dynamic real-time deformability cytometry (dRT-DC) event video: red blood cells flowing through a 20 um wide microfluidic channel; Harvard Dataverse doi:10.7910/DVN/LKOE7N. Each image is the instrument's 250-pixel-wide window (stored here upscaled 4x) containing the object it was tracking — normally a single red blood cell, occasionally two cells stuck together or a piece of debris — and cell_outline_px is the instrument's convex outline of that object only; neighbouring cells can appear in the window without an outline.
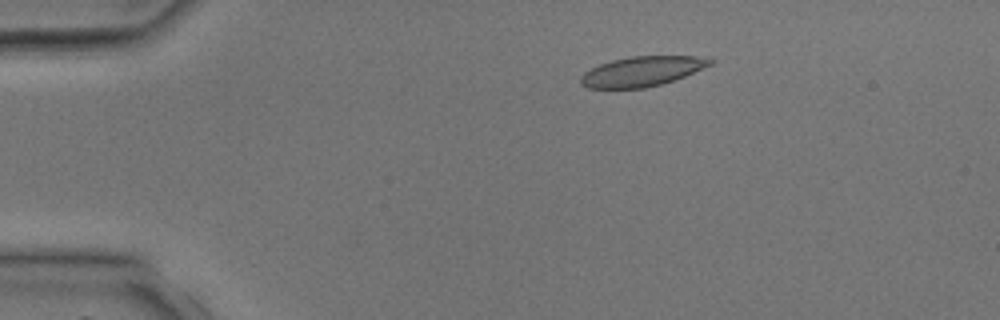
{"species": "common noctule bat (a hibernating species)", "species_latin": "Nyctalus noctula", "temperature_condition": "room temperature", "stored_images_in_passage": 4, "camera_frame_rate_fps": 3000, "um_per_image_px": 0.085, "animal": {"sex": "male", "body_mass_g": 17.9, "forearm_length_mm": 54.2}, "frame": {"image": 1, "passage_image": 3, "time_ms": 2.333, "image_size_px": [1000, 320], "cell_outline_px": [[716, 60], [712, 64], [676, 80], [644, 88], [588, 88], [580, 84], [580, 76], [584, 72], [600, 64], [612, 60], [632, 56], [696, 56]], "centroid_in_image_um": [54.57, 6.07], "position_along_channel_um": 30.4, "area_um2": 22.48}}